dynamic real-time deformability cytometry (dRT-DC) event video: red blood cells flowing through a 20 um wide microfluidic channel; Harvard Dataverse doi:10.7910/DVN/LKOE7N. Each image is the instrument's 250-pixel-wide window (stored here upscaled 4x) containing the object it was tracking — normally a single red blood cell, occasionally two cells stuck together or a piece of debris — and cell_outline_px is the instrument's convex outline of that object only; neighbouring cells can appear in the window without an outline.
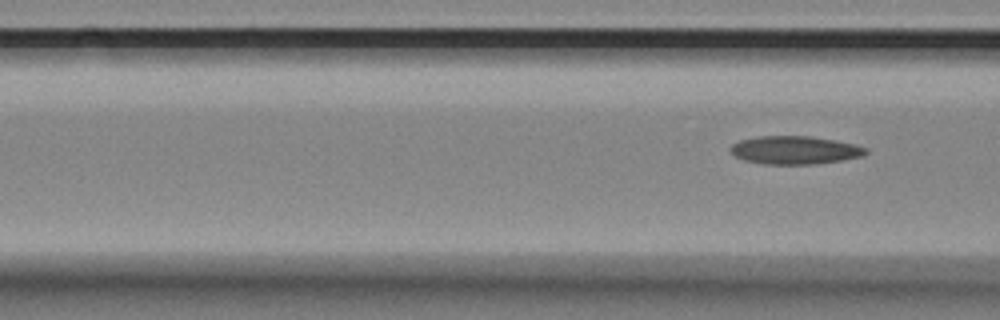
{"species": "Egyptian fruit bat (a non-hibernating species)", "species_latin": "Rousettus aegyptiacus", "temperature_condition": "room temperature", "stored_images_in_passage": 9, "segment_of_instrument_passage": [2, 2], "camera_frame_rate_fps": 3000, "um_per_image_px": 0.085, "animal": {"sex": "female"}, "frame": {"image": 1, "passage_image": 9, "time_ms": 2.667, "image_size_px": [1000, 320], "cell_outline_px": [[868, 152], [864, 156], [816, 164], [764, 164], [744, 160], [736, 156], [728, 148], [732, 144], [740, 140], [756, 136], [812, 136], [856, 144], [868, 148]], "centroid_in_image_um": [67.58, 12.75], "position_along_channel_um": 99.0, "area_um2": 22.31}}